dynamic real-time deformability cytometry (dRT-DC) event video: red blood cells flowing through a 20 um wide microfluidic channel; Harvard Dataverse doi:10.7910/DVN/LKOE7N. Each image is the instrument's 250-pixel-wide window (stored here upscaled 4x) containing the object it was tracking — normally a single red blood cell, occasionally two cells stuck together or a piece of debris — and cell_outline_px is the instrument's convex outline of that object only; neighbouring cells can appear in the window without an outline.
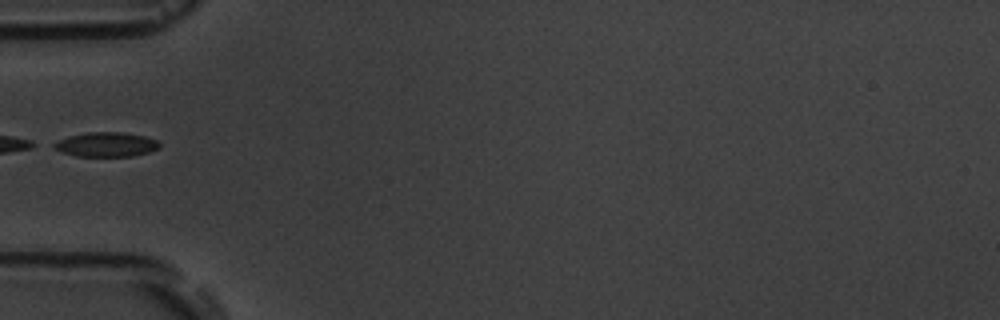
{"species": "common noctule bat (a hibernating species)", "species_latin": "Nyctalus noctula", "temperature_condition": "room temperature", "stored_images_in_passage": 6, "segment_of_instrument_passage": [2, 2], "camera_frame_rate_fps": 3000, "um_per_image_px": 0.085, "animal": {"sex": "male", "body_mass_g": 19.5, "forearm_length_mm": 54.6}, "frame": {"image": 1, "passage_image": 6, "time_ms": 5.667, "image_size_px": [1000, 320], "cell_outline_px": [[160, 148], [148, 152], [132, 156], [76, 156], [60, 152], [52, 144], [68, 136], [88, 132], [120, 132], [144, 136], [160, 140]], "centroid_in_image_um": [9.06, 12.28], "position_along_channel_um": 75.9, "area_um2": 15.03}}